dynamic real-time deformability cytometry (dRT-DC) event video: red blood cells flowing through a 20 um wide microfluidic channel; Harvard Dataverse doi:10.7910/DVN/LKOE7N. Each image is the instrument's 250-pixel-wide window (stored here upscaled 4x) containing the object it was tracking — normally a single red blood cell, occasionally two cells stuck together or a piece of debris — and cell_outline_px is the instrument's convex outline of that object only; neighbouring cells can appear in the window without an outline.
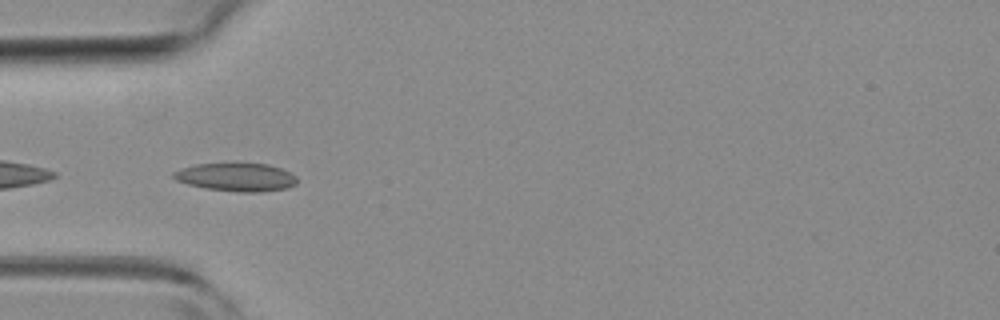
{"species": "common noctule bat (a hibernating species)", "species_latin": "Nyctalus noctula", "temperature_condition": "room temperature", "stored_images_in_passage": 39, "camera_frame_rate_fps": 3000, "um_per_image_px": 0.085, "animal": {"sex": "female", "body_mass_g": 19.3, "forearm_length_mm": 54.1}, "frame": {"image": 1, "passage_image": 11, "time_ms": 3.333, "image_size_px": [1000, 320], "cell_outline_px": [[296, 184], [288, 188], [260, 192], [240, 192], [204, 188], [188, 184], [176, 180], [172, 176], [172, 172], [180, 168], [196, 164], [236, 160], [268, 164], [280, 168], [296, 176]], "centroid_in_image_um": [20.05, 15.0], "position_along_channel_um": 64.9, "area_um2": 21.21}}
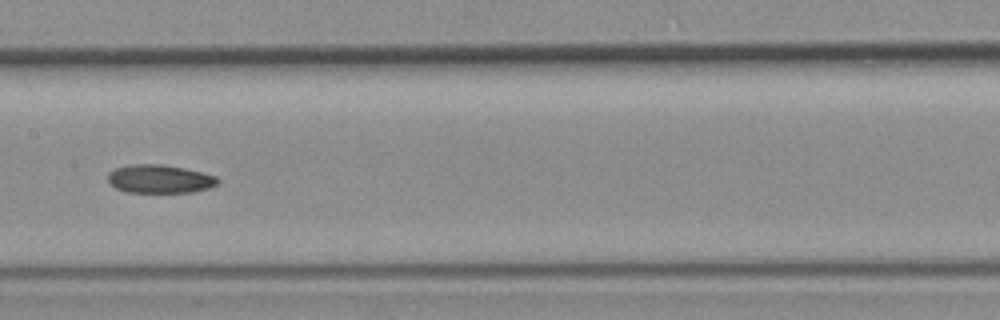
{"frame": {"image": 2, "passage_image": 20, "time_ms": 6.333, "image_size_px": [1000, 320], "cell_outline_px": [[220, 180], [216, 184], [208, 188], [192, 192], [124, 192], [116, 188], [108, 180], [108, 172], [116, 168], [132, 164], [160, 164], [184, 168], [216, 176]], "centroid_in_image_um": [13.56, 15.21], "position_along_channel_um": 193.8, "area_um2": 18.03}}
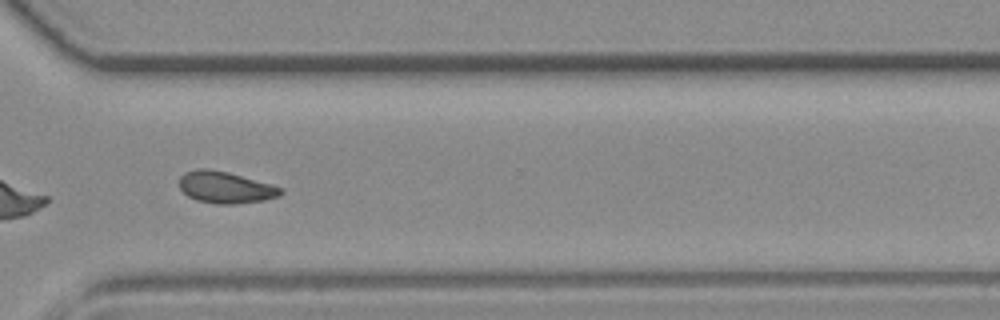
{"frame": {"image": 3, "passage_image": 31, "time_ms": 10.0, "image_size_px": [1000, 320], "cell_outline_px": [[284, 192], [280, 196], [264, 200], [236, 204], [216, 204], [196, 200], [188, 196], [180, 188], [180, 176], [184, 172], [196, 168], [208, 168], [228, 172], [272, 184], [284, 188]], "centroid_in_image_um": [19.18, 15.92], "position_along_channel_um": 351.4, "area_um2": 18.96}, "authors_computed_cell_mechanics": {"area_um2": 18.9584, "velocity_mm_per_s": 4.3032, "shape_relaxation_time_tau1_ms": null, "shape_relaxation_time_tau2_ms": 6.4913, "deformation_change_tau1": null, "deformation_change_tau2": 0.131}}